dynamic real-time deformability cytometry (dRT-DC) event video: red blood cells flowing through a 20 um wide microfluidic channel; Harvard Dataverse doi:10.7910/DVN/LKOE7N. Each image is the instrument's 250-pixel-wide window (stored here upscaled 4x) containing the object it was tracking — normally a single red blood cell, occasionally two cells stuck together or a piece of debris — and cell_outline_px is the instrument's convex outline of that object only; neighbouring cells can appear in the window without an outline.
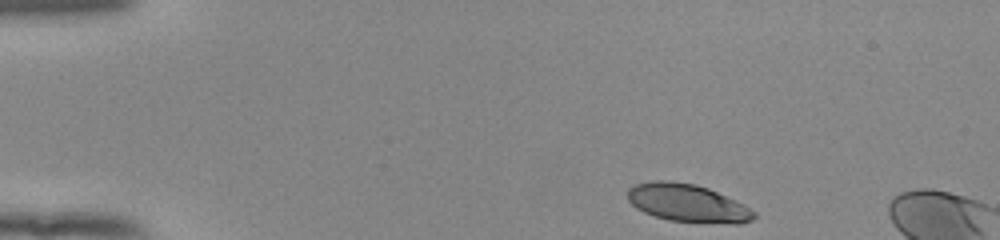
{"species": "human", "species_latin": "Homo sapiens", "temperature_condition": "room temperature", "stored_images_in_passage": 8, "camera_frame_rate_fps": 3000, "um_per_image_px": 0.085, "donor": {"sex": "female"}, "frame": {"image": 1, "passage_image": 1, "time_ms": 0.0, "image_size_px": [1000, 240], "cell_outline_px": [[756, 216], [752, 220], [740, 224], [736, 224], [668, 220], [644, 212], [636, 208], [628, 200], [628, 188], [636, 184], [652, 180], [668, 180], [696, 184], [708, 188], [736, 200], [744, 204], [756, 212]], "centroid_in_image_um": [58.46, 17.25], "position_along_channel_um": 26.5, "area_um2": 27.98}}